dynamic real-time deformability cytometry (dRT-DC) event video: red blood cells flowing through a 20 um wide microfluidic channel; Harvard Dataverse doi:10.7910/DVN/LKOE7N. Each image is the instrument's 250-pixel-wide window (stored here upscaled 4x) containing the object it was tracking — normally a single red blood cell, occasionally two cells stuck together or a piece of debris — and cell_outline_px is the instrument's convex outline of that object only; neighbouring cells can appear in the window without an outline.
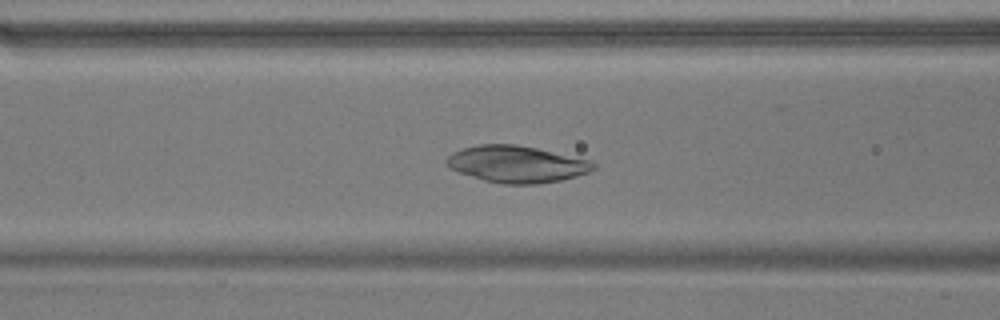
{"species": "common noctule bat (a hibernating species)", "species_latin": "Nyctalus noctula", "temperature_condition": "warm", "stored_images_in_passage": 54, "camera_frame_rate_fps": 3000, "um_per_image_px": 0.085, "animal": {"sex": "male", "body_mass_g": 17.9}, "frame": {"image": 1, "passage_image": 21, "time_ms": 6.667, "image_size_px": [1000, 320], "cell_outline_px": [[596, 168], [588, 172], [576, 176], [560, 180], [536, 184], [504, 184], [484, 180], [448, 168], [444, 160], [452, 152], [464, 148], [480, 144], [516, 144], [536, 148], [592, 160], [596, 164]], "centroid_in_image_um": [43.92, 13.94], "position_along_channel_um": 122.7, "area_um2": 31.44}}
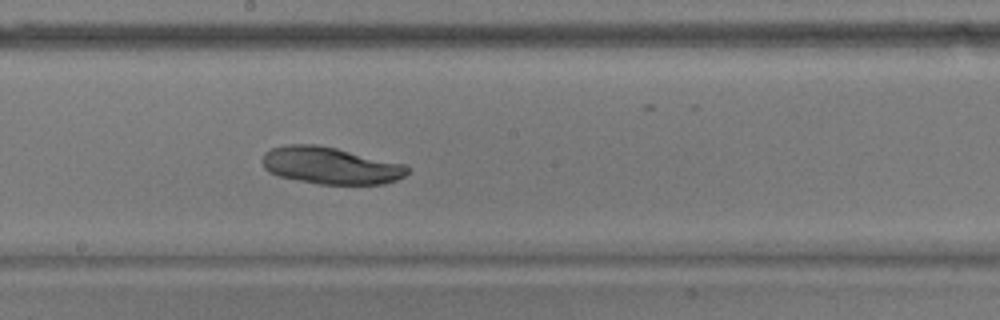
{"frame": {"image": 2, "passage_image": 29, "time_ms": 9.333, "image_size_px": [1000, 320], "cell_outline_px": [[408, 172], [404, 176], [396, 180], [384, 184], [320, 184], [280, 176], [268, 172], [264, 168], [260, 160], [264, 152], [272, 148], [288, 144], [316, 144], [336, 148], [408, 164]], "centroid_in_image_um": [28.09, 14.06], "position_along_channel_um": 220.1, "area_um2": 31.5}}
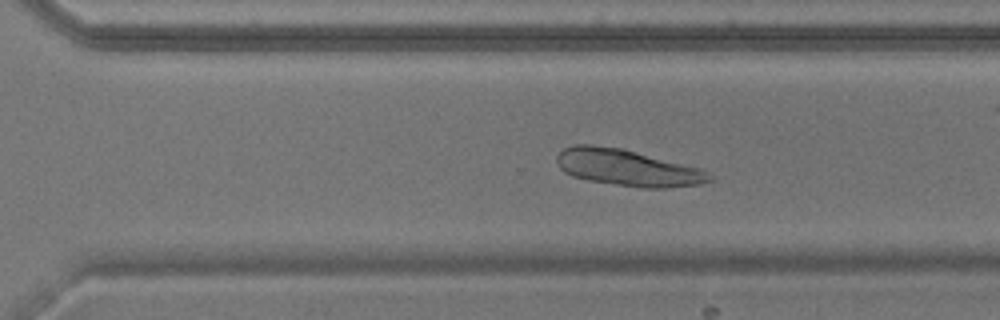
{"frame": {"image": 3, "passage_image": 37, "time_ms": 12.0, "image_size_px": [1000, 320], "cell_outline_px": [[712, 180], [700, 184], [664, 188], [644, 188], [588, 180], [572, 176], [564, 172], [556, 164], [556, 156], [564, 148], [576, 144], [588, 144], [624, 148], [700, 168], [712, 176]], "centroid_in_image_um": [53.31, 14.24], "position_along_channel_um": 317.3, "area_um2": 32.54}}